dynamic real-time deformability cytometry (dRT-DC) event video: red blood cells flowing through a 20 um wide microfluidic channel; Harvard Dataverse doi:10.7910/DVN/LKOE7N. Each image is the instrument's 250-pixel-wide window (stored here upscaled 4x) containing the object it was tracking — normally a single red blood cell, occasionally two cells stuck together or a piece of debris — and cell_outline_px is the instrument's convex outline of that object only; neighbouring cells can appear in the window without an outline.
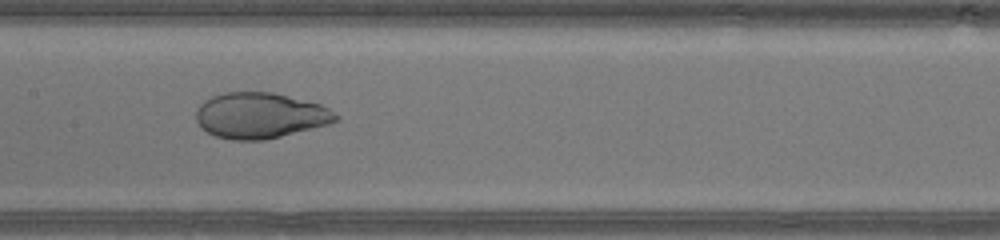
{"species": "human", "species_latin": "Homo sapiens", "temperature_condition": "warm", "stored_images_in_passage": 43, "camera_frame_rate_fps": 3000, "um_per_image_px": 0.085, "donor": {"sex": "male"}, "frame": {"image": 1, "passage_image": 21, "time_ms": 6.667, "image_size_px": [1000, 240], "cell_outline_px": [[340, 116], [336, 120], [328, 124], [264, 140], [232, 140], [216, 136], [208, 132], [196, 120], [196, 108], [204, 100], [212, 96], [224, 92], [272, 92], [320, 104], [328, 108]], "centroid_in_image_um": [22.09, 9.81], "position_along_channel_um": 185.3, "area_um2": 36.93}}
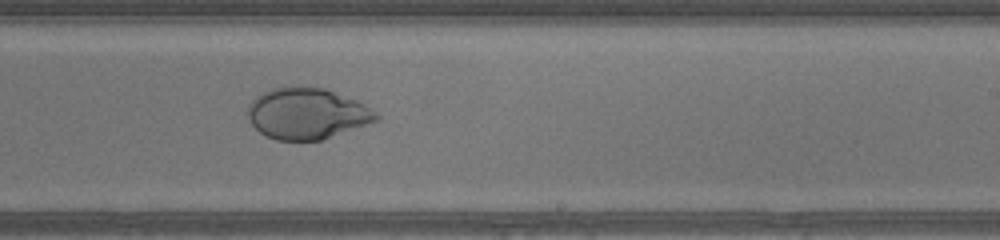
{"frame": {"image": 2, "passage_image": 26, "time_ms": 8.333, "image_size_px": [1000, 240], "cell_outline_px": [[380, 116], [376, 120], [320, 140], [276, 140], [260, 132], [252, 124], [248, 116], [248, 104], [256, 96], [268, 88], [324, 88], [356, 100], [364, 104], [376, 112]], "centroid_in_image_um": [26.05, 9.65], "position_along_channel_um": 262.9, "area_um2": 37.45}}
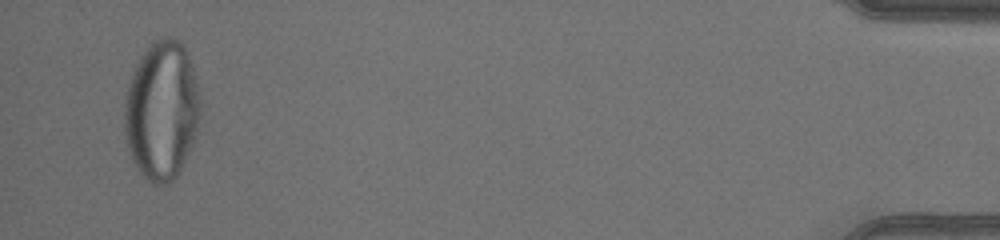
{"frame": {"image": 3, "passage_image": 42, "time_ms": 13.667, "image_size_px": [1000, 240], "cell_outline_px": [[200, 112], [196, 136], [192, 148], [176, 176], [168, 184], [156, 184], [148, 180], [136, 168], [132, 160], [128, 148], [124, 132], [124, 104], [128, 84], [132, 72], [140, 56], [148, 44], [164, 36], [172, 36], [180, 40], [184, 44], [196, 76], [200, 88]], "centroid_in_image_um": [13.76, 9.35], "position_along_channel_um": 421.4, "area_um2": 62.37}}